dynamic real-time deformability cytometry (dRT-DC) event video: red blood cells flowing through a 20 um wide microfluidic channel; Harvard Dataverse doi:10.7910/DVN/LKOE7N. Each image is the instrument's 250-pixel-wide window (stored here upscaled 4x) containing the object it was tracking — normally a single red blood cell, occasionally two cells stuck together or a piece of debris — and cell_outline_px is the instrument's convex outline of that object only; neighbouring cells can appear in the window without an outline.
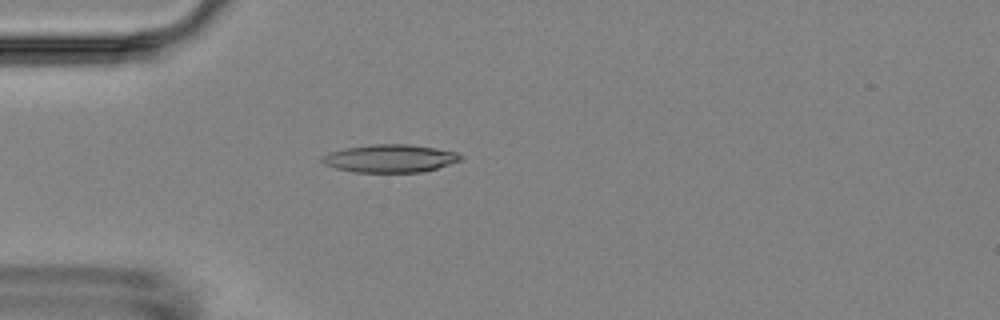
{"species": "Egyptian fruit bat (a non-hibernating species)", "species_latin": "Rousettus aegyptiacus", "temperature_condition": "room temperature", "stored_images_in_passage": 2, "camera_frame_rate_fps": 3000, "um_per_image_px": 0.085, "animal": {"sex": "female"}, "frame": {"image": 1, "passage_image": 2, "time_ms": 1.0, "image_size_px": [1000, 320], "cell_outline_px": [[464, 156], [460, 160], [424, 172], [352, 172], [336, 168], [324, 164], [320, 160], [324, 156], [332, 152], [344, 148], [372, 144], [408, 144], [436, 148], [456, 152]], "centroid_in_image_um": [33.16, 13.46], "position_along_channel_um": 51.8, "area_um2": 22.37}}